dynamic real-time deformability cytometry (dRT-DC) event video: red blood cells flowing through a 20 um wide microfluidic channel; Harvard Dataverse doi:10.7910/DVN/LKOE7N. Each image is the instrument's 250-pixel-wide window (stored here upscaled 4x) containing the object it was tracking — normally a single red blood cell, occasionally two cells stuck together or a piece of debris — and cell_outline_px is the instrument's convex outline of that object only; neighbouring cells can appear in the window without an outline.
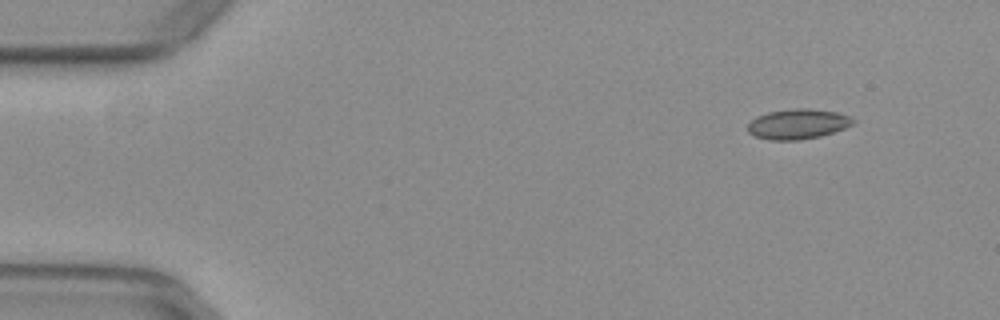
{"species": "common noctule bat (a hibernating species)", "species_latin": "Nyctalus noctula", "temperature_condition": "warm", "stored_images_in_passage": 15, "camera_frame_rate_fps": 3000, "um_per_image_px": 0.085, "animal": {"sex": "female", "body_mass_g": 29.2, "forearm_length_mm": 56.3}, "frame": {"image": 1, "passage_image": 1, "time_ms": 0.0, "image_size_px": [1000, 320], "cell_outline_px": [[856, 120], [852, 124], [844, 128], [820, 136], [800, 140], [768, 140], [756, 136], [748, 132], [748, 124], [756, 116], [768, 112], [792, 108], [808, 108], [836, 112], [852, 116]], "centroid_in_image_um": [67.82, 10.53], "position_along_channel_um": 17.2, "area_um2": 18.5}}
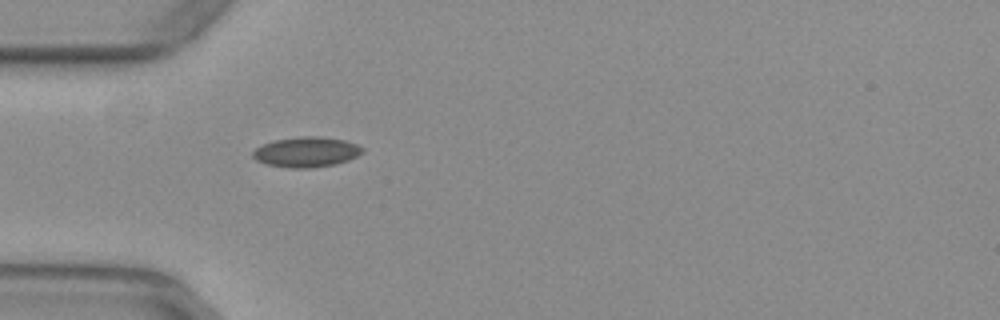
{"frame": {"image": 2, "passage_image": 12, "time_ms": 3.667, "image_size_px": [1000, 320], "cell_outline_px": [[364, 152], [348, 160], [336, 164], [308, 168], [288, 168], [268, 164], [256, 160], [252, 156], [252, 152], [256, 148], [272, 140], [300, 136], [320, 136], [344, 140], [356, 144], [364, 148]], "centroid_in_image_um": [26.04, 12.91], "position_along_channel_um": 59.0, "area_um2": 19.31}}